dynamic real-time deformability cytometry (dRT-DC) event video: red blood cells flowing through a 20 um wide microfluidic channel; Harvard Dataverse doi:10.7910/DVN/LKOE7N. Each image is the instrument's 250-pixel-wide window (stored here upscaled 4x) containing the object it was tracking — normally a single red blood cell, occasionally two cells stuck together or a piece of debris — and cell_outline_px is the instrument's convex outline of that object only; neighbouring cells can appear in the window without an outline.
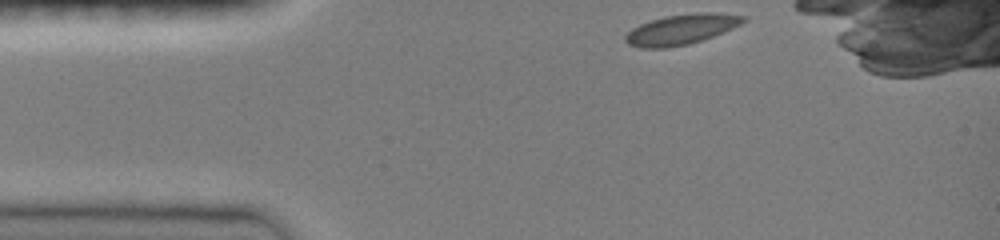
{"species": "common noctule bat (a hibernating species)", "species_latin": "Nyctalus noctula", "temperature_condition": "room temperature", "stored_images_in_passage": 34, "camera_frame_rate_fps": 3000, "um_per_image_px": 0.085, "animal": {"sex": "female", "body_mass_g": 19.0, "forearm_length_mm": 51.5}, "frame": {"image": 1, "passage_image": 1, "time_ms": 0.0, "image_size_px": [1000, 240], "cell_outline_px": [[748, 20], [732, 28], [712, 36], [688, 44], [664, 48], [640, 48], [628, 44], [624, 40], [624, 36], [632, 28], [648, 20], [664, 16], [696, 12], [720, 12], [748, 16]], "centroid_in_image_um": [57.91, 2.47], "position_along_channel_um": 27.1, "area_um2": 20.98}}
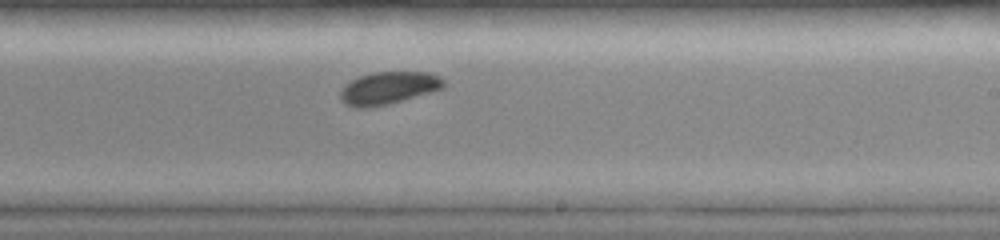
{"frame": {"image": 2, "passage_image": 21, "time_ms": 7.0, "image_size_px": [1000, 240], "cell_outline_px": [[444, 88], [388, 104], [368, 108], [356, 108], [340, 100], [340, 92], [352, 80], [360, 76], [372, 72], [428, 72], [440, 76], [444, 80]], "centroid_in_image_um": [33.04, 7.48], "position_along_channel_um": 256.0, "area_um2": 19.36}}
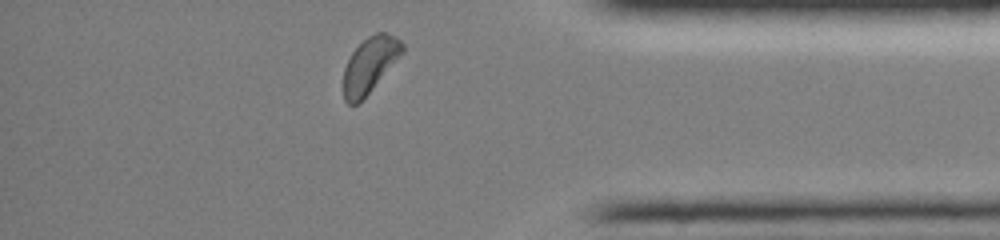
{"frame": {"image": 3, "passage_image": 33, "time_ms": 11.0, "image_size_px": [1000, 240], "cell_outline_px": [[404, 52], [368, 92], [356, 104], [348, 104], [344, 100], [344, 68], [352, 52], [368, 36], [376, 32], [384, 32], [396, 36], [404, 44]], "centroid_in_image_um": [31.45, 5.47], "position_along_channel_um": 403.8, "area_um2": 18.55}, "authors_computed_cell_mechanics": {"area_um2": 20.0855, "velocity_mm_per_s": 3.9639, "shape_relaxation_time_tau1_ms": 2.7388, "shape_relaxation_time_tau2_ms": null, "deformation_change_tau1": 0.0861, "deformation_change_tau2": null}}